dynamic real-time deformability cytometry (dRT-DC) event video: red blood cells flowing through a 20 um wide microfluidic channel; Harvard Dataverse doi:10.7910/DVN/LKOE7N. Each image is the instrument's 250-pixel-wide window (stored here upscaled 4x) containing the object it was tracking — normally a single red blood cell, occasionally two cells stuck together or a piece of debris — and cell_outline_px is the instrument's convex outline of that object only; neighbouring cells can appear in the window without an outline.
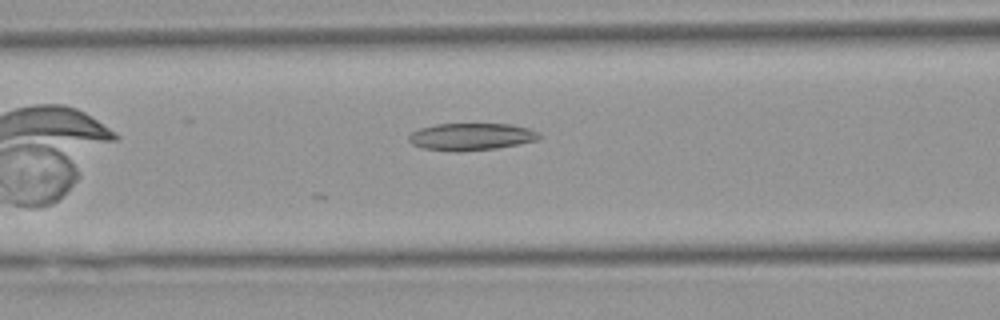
{"species": "Egyptian fruit bat (a non-hibernating species)", "species_latin": "Rousettus aegyptiacus", "temperature_condition": "warm", "stored_images_in_passage": 38, "camera_frame_rate_fps": 3000, "um_per_image_px": 0.085, "animal": {"sex": "female"}, "frame": {"image": 1, "passage_image": 7, "time_ms": 2.0, "image_size_px": [1000, 320], "cell_outline_px": [[544, 136], [536, 140], [496, 148], [460, 152], [452, 152], [420, 148], [412, 144], [408, 140], [408, 136], [412, 132], [420, 128], [436, 124], [508, 124], [528, 128], [540, 132]], "centroid_in_image_um": [40.03, 11.63], "position_along_channel_um": 126.6, "area_um2": 20.81}}
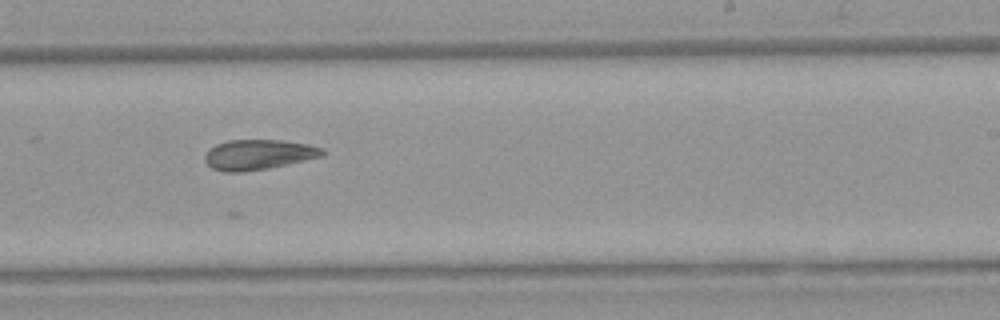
{"frame": {"image": 2, "passage_image": 18, "time_ms": 5.667, "image_size_px": [1000, 320], "cell_outline_px": [[324, 156], [288, 164], [268, 168], [244, 172], [224, 172], [212, 168], [204, 160], [204, 156], [216, 144], [228, 140], [284, 140], [308, 144], [324, 148]], "centroid_in_image_um": [22.0, 13.14], "position_along_channel_um": 267.0, "area_um2": 20.69}}
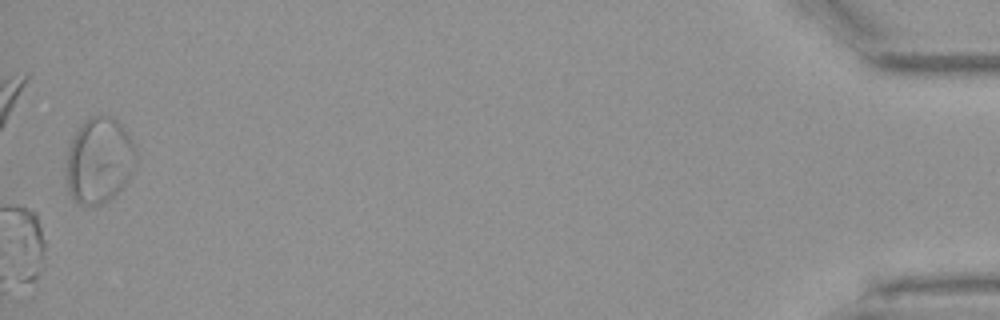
{"frame": {"image": 3, "passage_image": 38, "time_ms": 12.333, "image_size_px": [1000, 320], "cell_outline_px": [[136, 164], [128, 180], [108, 200], [100, 204], [76, 204], [68, 192], [64, 172], [64, 168], [68, 148], [80, 124], [84, 120], [92, 116], [112, 116], [124, 128], [132, 140], [136, 152]], "centroid_in_image_um": [8.39, 13.64], "position_along_channel_um": 426.8, "area_um2": 35.14}, "authors_computed_cell_mechanics": {"area_um2": 20.9525, "velocity_mm_per_s": 3.855, "shape_relaxation_time_tau1_ms": null, "shape_relaxation_time_tau2_ms": 7.0311, "deformation_change_tau1": null, "deformation_change_tau2": 0.1323}}